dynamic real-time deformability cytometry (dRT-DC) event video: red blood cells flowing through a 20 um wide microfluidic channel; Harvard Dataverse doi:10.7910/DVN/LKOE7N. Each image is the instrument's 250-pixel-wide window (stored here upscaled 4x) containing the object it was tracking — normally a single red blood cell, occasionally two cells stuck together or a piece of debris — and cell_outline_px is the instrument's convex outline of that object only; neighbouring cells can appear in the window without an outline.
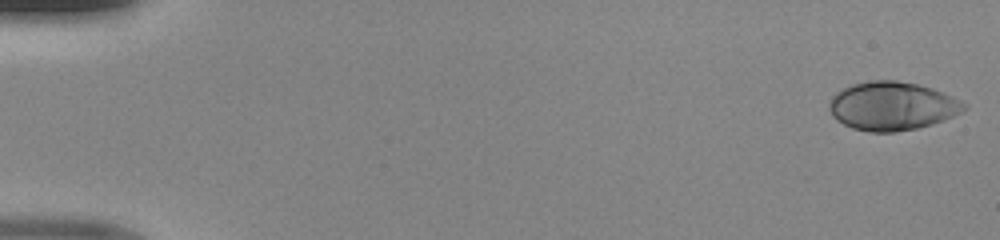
{"species": "human", "species_latin": "Homo sapiens", "temperature_condition": "room temperature", "stored_images_in_passage": 48, "camera_frame_rate_fps": 3000, "um_per_image_px": 0.085, "donor": {"sex": "male"}, "frame": {"image": 1, "passage_image": 1, "time_ms": 0.0, "image_size_px": [1000, 240], "cell_outline_px": [[968, 108], [944, 120], [916, 128], [896, 132], [868, 132], [852, 128], [836, 120], [832, 116], [828, 108], [828, 104], [832, 96], [836, 92], [852, 84], [872, 80], [896, 80], [916, 84], [932, 88], [944, 92], [968, 104]], "centroid_in_image_um": [75.81, 9.01], "position_along_channel_um": 9.2, "area_um2": 38.26}}
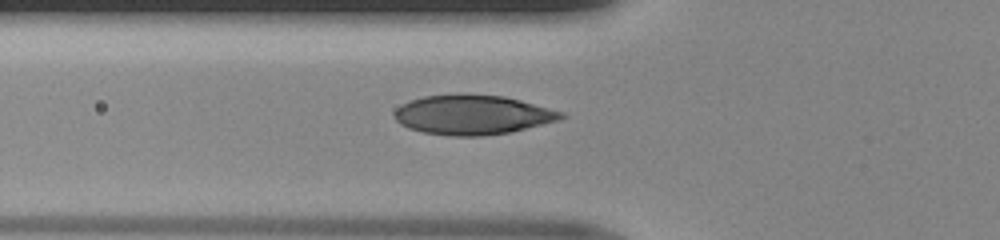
{"frame": {"image": 2, "passage_image": 18, "time_ms": 5.667, "image_size_px": [1000, 240], "cell_outline_px": [[568, 116], [560, 120], [512, 132], [484, 136], [448, 136], [424, 132], [408, 128], [400, 124], [392, 116], [396, 108], [412, 100], [424, 96], [504, 96], [520, 100], [564, 112]], "centroid_in_image_um": [40.21, 9.8], "position_along_channel_um": 85.6, "area_um2": 37.92}}
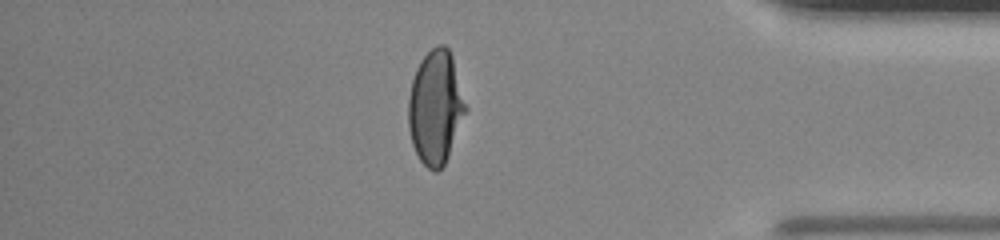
{"frame": {"image": 3, "passage_image": 42, "time_ms": 13.667, "image_size_px": [1000, 240], "cell_outline_px": [[468, 108], [448, 156], [444, 164], [436, 172], [428, 168], [420, 160], [412, 144], [408, 128], [408, 100], [412, 80], [416, 68], [420, 60], [436, 44], [444, 44], [448, 48], [452, 56]], "centroid_in_image_um": [37.02, 9.1], "position_along_channel_um": 398.2, "area_um2": 37.97}}